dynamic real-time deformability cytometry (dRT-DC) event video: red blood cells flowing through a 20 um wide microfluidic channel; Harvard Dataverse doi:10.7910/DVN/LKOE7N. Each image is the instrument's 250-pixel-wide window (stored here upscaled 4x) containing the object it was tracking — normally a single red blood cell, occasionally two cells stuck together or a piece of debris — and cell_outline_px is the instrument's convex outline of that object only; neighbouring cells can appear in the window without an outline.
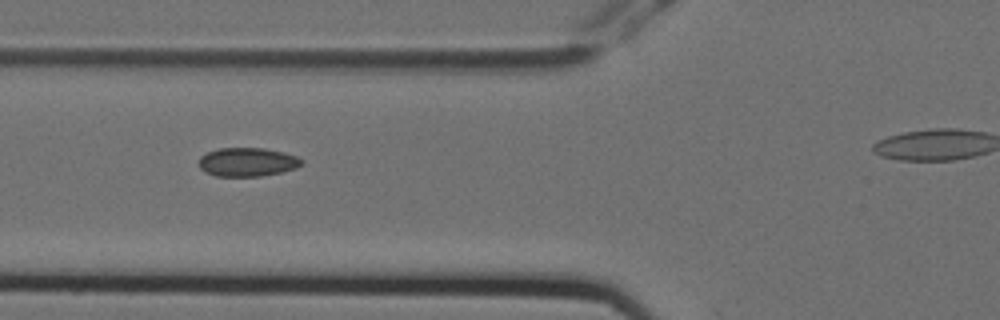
{"species": "Egyptian fruit bat (a non-hibernating species)", "species_latin": "Rousettus aegyptiacus", "temperature_condition": "cold", "stored_images_in_passage": 3, "segment_of_instrument_passage": [1, 2], "camera_frame_rate_fps": 3000, "um_per_image_px": 0.085, "animal": {"sex": "female"}, "frame": {"image": 1, "passage_image": 2, "time_ms": 0.333, "image_size_px": [1000, 320], "cell_outline_px": [[304, 164], [296, 168], [280, 172], [260, 176], [216, 176], [204, 172], [196, 164], [200, 156], [208, 152], [220, 148], [264, 148], [284, 152], [296, 156], [304, 160]], "centroid_in_image_um": [21.01, 13.77], "position_along_channel_um": 104.8, "area_um2": 17.4}}